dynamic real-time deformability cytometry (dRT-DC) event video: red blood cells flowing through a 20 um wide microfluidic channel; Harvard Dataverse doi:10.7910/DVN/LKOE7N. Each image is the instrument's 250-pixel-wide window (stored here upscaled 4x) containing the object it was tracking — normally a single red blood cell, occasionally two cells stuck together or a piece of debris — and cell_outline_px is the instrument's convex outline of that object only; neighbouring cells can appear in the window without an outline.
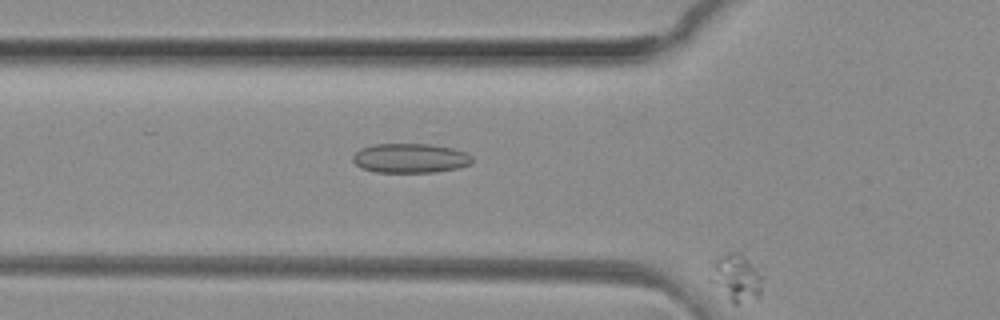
{"species": "common noctule bat (a hibernating species)", "species_latin": "Nyctalus noctula", "temperature_condition": "room temperature", "stored_images_in_passage": 6, "camera_frame_rate_fps": 3000, "um_per_image_px": 0.085, "animal": {"sex": "female", "body_mass_g": 29.2, "forearm_length_mm": 56.3}, "frame": {"image": 1, "passage_image": 6, "time_ms": 1.667, "image_size_px": [1000, 320], "cell_outline_px": [[764, 276], [760, 300], [736, 304], [732, 304], [708, 280], [708, 276], [716, 260], [732, 252], [740, 252]], "centroid_in_image_um": [62.63, 23.69], "position_along_channel_um": 63.2, "area_um2": 14.68}}